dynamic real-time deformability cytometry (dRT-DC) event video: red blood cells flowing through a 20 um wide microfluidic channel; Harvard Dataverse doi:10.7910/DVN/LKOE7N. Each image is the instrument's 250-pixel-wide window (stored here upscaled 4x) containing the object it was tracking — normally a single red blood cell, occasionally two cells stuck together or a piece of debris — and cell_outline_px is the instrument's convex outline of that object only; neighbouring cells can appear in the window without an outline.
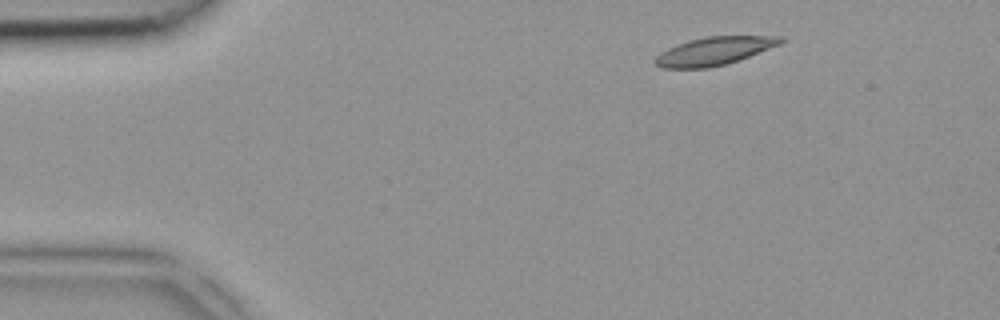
{"species": "common noctule bat (a hibernating species)", "species_latin": "Nyctalus noctula", "temperature_condition": "room temperature", "stored_images_in_passage": 3, "camera_frame_rate_fps": 3000, "um_per_image_px": 0.085, "animal": {"sex": "female", "body_mass_g": 18.4}, "frame": {"image": 1, "passage_image": 1, "time_ms": 0.0, "image_size_px": [1000, 320], "cell_outline_px": [[784, 40], [780, 44], [748, 56], [724, 64], [708, 68], [660, 68], [652, 60], [660, 52], [668, 48], [688, 40], [704, 36], [784, 36]], "centroid_in_image_um": [60.65, 4.33], "position_along_channel_um": 24.3, "area_um2": 20.4}}